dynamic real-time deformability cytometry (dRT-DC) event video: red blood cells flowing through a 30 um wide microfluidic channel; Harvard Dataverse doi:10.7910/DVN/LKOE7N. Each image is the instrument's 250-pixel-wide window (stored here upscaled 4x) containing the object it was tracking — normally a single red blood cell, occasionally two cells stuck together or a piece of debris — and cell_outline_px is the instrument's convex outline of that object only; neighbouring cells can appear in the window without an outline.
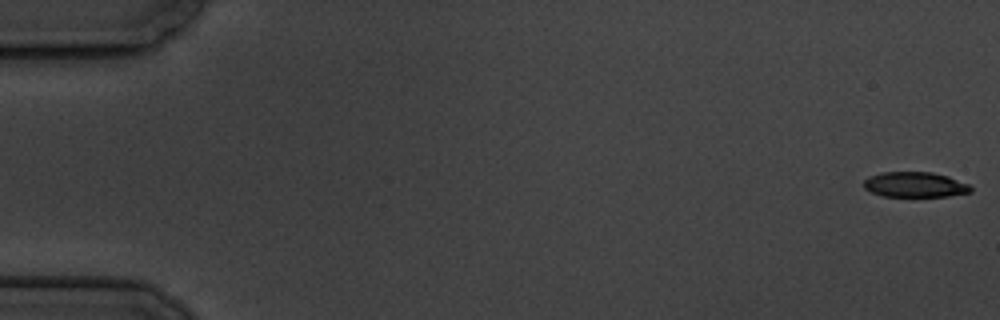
{"species": "common noctule bat (a hibernating species)", "species_latin": "Nyctalus noctula", "temperature_condition": "cold", "stored_images_in_passage": 6, "camera_frame_rate_fps": 3000, "um_per_image_px": 0.085, "animal": {"sex": "male", "body_mass_g": 19.5, "forearm_length_mm": 54.6}, "frame": {"image": 1, "passage_image": 1, "time_ms": 0.0, "image_size_px": [1000, 320], "cell_outline_px": [[972, 192], [948, 196], [884, 196], [872, 192], [864, 188], [864, 180], [868, 176], [880, 172], [932, 172], [948, 176], [968, 184], [972, 188]], "centroid_in_image_um": [77.76, 15.68], "position_along_channel_um": 7.2, "area_um2": 15.72}}
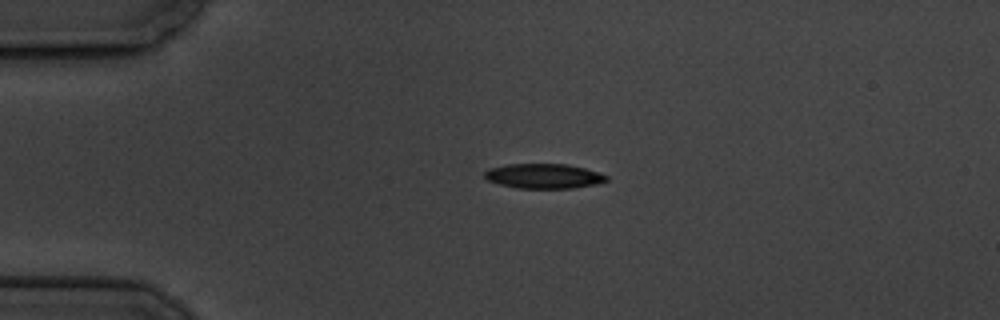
{"frame": {"image": 2, "passage_image": 5, "time_ms": 4.333, "image_size_px": [1000, 320], "cell_outline_px": [[608, 180], [596, 184], [572, 188], [516, 188], [500, 184], [488, 180], [484, 176], [484, 172], [488, 168], [508, 164], [568, 164], [584, 168], [608, 176]], "centroid_in_image_um": [46.2, 14.96], "position_along_channel_um": 38.8, "area_um2": 17.51}}
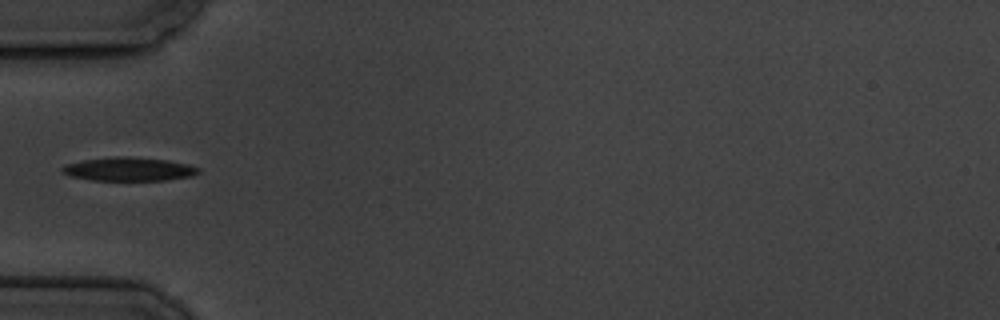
{"frame": {"image": 3, "passage_image": 6, "time_ms": 6.333, "image_size_px": [1000, 320], "cell_outline_px": [[200, 172], [192, 176], [164, 180], [92, 180], [72, 176], [60, 172], [60, 168], [68, 164], [84, 160], [112, 156], [124, 156], [168, 160], [188, 164], [200, 168]], "centroid_in_image_um": [10.97, 14.37], "position_along_channel_um": 74.0, "area_um2": 18.67}}